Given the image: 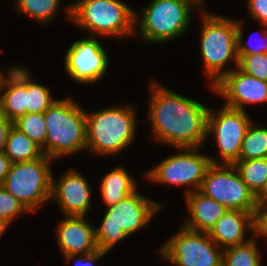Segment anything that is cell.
Returning <instances> with one entry per match:
<instances>
[{
    "label": "cell",
    "mask_w": 267,
    "mask_h": 266,
    "mask_svg": "<svg viewBox=\"0 0 267 266\" xmlns=\"http://www.w3.org/2000/svg\"><path fill=\"white\" fill-rule=\"evenodd\" d=\"M218 109L209 110L207 140L210 136L215 138L219 159L209 158L212 164L234 165L239 160L242 141L252 119L244 110L225 105Z\"/></svg>",
    "instance_id": "cell-10"
},
{
    "label": "cell",
    "mask_w": 267,
    "mask_h": 266,
    "mask_svg": "<svg viewBox=\"0 0 267 266\" xmlns=\"http://www.w3.org/2000/svg\"><path fill=\"white\" fill-rule=\"evenodd\" d=\"M134 177L123 166H116L105 174L100 183L101 200L105 207L115 205L138 189Z\"/></svg>",
    "instance_id": "cell-20"
},
{
    "label": "cell",
    "mask_w": 267,
    "mask_h": 266,
    "mask_svg": "<svg viewBox=\"0 0 267 266\" xmlns=\"http://www.w3.org/2000/svg\"><path fill=\"white\" fill-rule=\"evenodd\" d=\"M246 232L249 233L248 236ZM254 215L243 210L227 209L209 230L210 238L222 249L241 245L254 237Z\"/></svg>",
    "instance_id": "cell-17"
},
{
    "label": "cell",
    "mask_w": 267,
    "mask_h": 266,
    "mask_svg": "<svg viewBox=\"0 0 267 266\" xmlns=\"http://www.w3.org/2000/svg\"><path fill=\"white\" fill-rule=\"evenodd\" d=\"M12 126L13 122L0 113V152H4L7 135Z\"/></svg>",
    "instance_id": "cell-34"
},
{
    "label": "cell",
    "mask_w": 267,
    "mask_h": 266,
    "mask_svg": "<svg viewBox=\"0 0 267 266\" xmlns=\"http://www.w3.org/2000/svg\"><path fill=\"white\" fill-rule=\"evenodd\" d=\"M212 91L225 99V106L246 111L247 105L267 103V82L250 76L238 67L225 74Z\"/></svg>",
    "instance_id": "cell-14"
},
{
    "label": "cell",
    "mask_w": 267,
    "mask_h": 266,
    "mask_svg": "<svg viewBox=\"0 0 267 266\" xmlns=\"http://www.w3.org/2000/svg\"><path fill=\"white\" fill-rule=\"evenodd\" d=\"M4 154L12 163L32 161L44 155L42 148L14 125L8 132Z\"/></svg>",
    "instance_id": "cell-21"
},
{
    "label": "cell",
    "mask_w": 267,
    "mask_h": 266,
    "mask_svg": "<svg viewBox=\"0 0 267 266\" xmlns=\"http://www.w3.org/2000/svg\"><path fill=\"white\" fill-rule=\"evenodd\" d=\"M246 3L249 16L267 27V0H247Z\"/></svg>",
    "instance_id": "cell-31"
},
{
    "label": "cell",
    "mask_w": 267,
    "mask_h": 266,
    "mask_svg": "<svg viewBox=\"0 0 267 266\" xmlns=\"http://www.w3.org/2000/svg\"><path fill=\"white\" fill-rule=\"evenodd\" d=\"M189 217L183 226L195 232H209L217 220L227 210L213 198L205 196L199 190L191 192L185 196Z\"/></svg>",
    "instance_id": "cell-19"
},
{
    "label": "cell",
    "mask_w": 267,
    "mask_h": 266,
    "mask_svg": "<svg viewBox=\"0 0 267 266\" xmlns=\"http://www.w3.org/2000/svg\"><path fill=\"white\" fill-rule=\"evenodd\" d=\"M89 37L72 42L64 53L65 71L80 85L100 82L110 65L108 52L100 44L98 37Z\"/></svg>",
    "instance_id": "cell-13"
},
{
    "label": "cell",
    "mask_w": 267,
    "mask_h": 266,
    "mask_svg": "<svg viewBox=\"0 0 267 266\" xmlns=\"http://www.w3.org/2000/svg\"><path fill=\"white\" fill-rule=\"evenodd\" d=\"M194 8L200 12L205 7L197 0H151L140 15L135 11L134 33L143 42L161 45L183 37L191 26Z\"/></svg>",
    "instance_id": "cell-4"
},
{
    "label": "cell",
    "mask_w": 267,
    "mask_h": 266,
    "mask_svg": "<svg viewBox=\"0 0 267 266\" xmlns=\"http://www.w3.org/2000/svg\"><path fill=\"white\" fill-rule=\"evenodd\" d=\"M205 9L200 11L201 17H199L202 21L199 50L204 65V75L210 80L211 88L232 70L226 68L229 63L233 62L234 66L238 67L237 20L211 14Z\"/></svg>",
    "instance_id": "cell-5"
},
{
    "label": "cell",
    "mask_w": 267,
    "mask_h": 266,
    "mask_svg": "<svg viewBox=\"0 0 267 266\" xmlns=\"http://www.w3.org/2000/svg\"><path fill=\"white\" fill-rule=\"evenodd\" d=\"M106 252H103L101 250H97L94 253L89 254H77V255H70V256H64V260L67 263H70L71 261H75L74 266H97L95 263L99 261L100 258L103 256H106ZM74 259V260H73Z\"/></svg>",
    "instance_id": "cell-32"
},
{
    "label": "cell",
    "mask_w": 267,
    "mask_h": 266,
    "mask_svg": "<svg viewBox=\"0 0 267 266\" xmlns=\"http://www.w3.org/2000/svg\"><path fill=\"white\" fill-rule=\"evenodd\" d=\"M64 8L65 20L83 28L90 36L119 39L135 34V10L123 0H76Z\"/></svg>",
    "instance_id": "cell-6"
},
{
    "label": "cell",
    "mask_w": 267,
    "mask_h": 266,
    "mask_svg": "<svg viewBox=\"0 0 267 266\" xmlns=\"http://www.w3.org/2000/svg\"><path fill=\"white\" fill-rule=\"evenodd\" d=\"M34 80L26 68V113H44L57 99L52 98L50 88Z\"/></svg>",
    "instance_id": "cell-25"
},
{
    "label": "cell",
    "mask_w": 267,
    "mask_h": 266,
    "mask_svg": "<svg viewBox=\"0 0 267 266\" xmlns=\"http://www.w3.org/2000/svg\"><path fill=\"white\" fill-rule=\"evenodd\" d=\"M254 235L248 242L223 249L222 266H263L262 250Z\"/></svg>",
    "instance_id": "cell-22"
},
{
    "label": "cell",
    "mask_w": 267,
    "mask_h": 266,
    "mask_svg": "<svg viewBox=\"0 0 267 266\" xmlns=\"http://www.w3.org/2000/svg\"><path fill=\"white\" fill-rule=\"evenodd\" d=\"M3 74H4V71L2 72V70L0 69V81H1Z\"/></svg>",
    "instance_id": "cell-39"
},
{
    "label": "cell",
    "mask_w": 267,
    "mask_h": 266,
    "mask_svg": "<svg viewBox=\"0 0 267 266\" xmlns=\"http://www.w3.org/2000/svg\"><path fill=\"white\" fill-rule=\"evenodd\" d=\"M15 12L26 15L39 23H48L56 19L61 0H14Z\"/></svg>",
    "instance_id": "cell-23"
},
{
    "label": "cell",
    "mask_w": 267,
    "mask_h": 266,
    "mask_svg": "<svg viewBox=\"0 0 267 266\" xmlns=\"http://www.w3.org/2000/svg\"><path fill=\"white\" fill-rule=\"evenodd\" d=\"M10 224L7 221L0 219V238L3 237L4 233L7 231V228Z\"/></svg>",
    "instance_id": "cell-37"
},
{
    "label": "cell",
    "mask_w": 267,
    "mask_h": 266,
    "mask_svg": "<svg viewBox=\"0 0 267 266\" xmlns=\"http://www.w3.org/2000/svg\"><path fill=\"white\" fill-rule=\"evenodd\" d=\"M170 238L158 252L172 266H222L223 249L207 232H195L182 226Z\"/></svg>",
    "instance_id": "cell-11"
},
{
    "label": "cell",
    "mask_w": 267,
    "mask_h": 266,
    "mask_svg": "<svg viewBox=\"0 0 267 266\" xmlns=\"http://www.w3.org/2000/svg\"><path fill=\"white\" fill-rule=\"evenodd\" d=\"M56 226V242L62 257L89 254L98 250L95 227L86 216L63 215Z\"/></svg>",
    "instance_id": "cell-16"
},
{
    "label": "cell",
    "mask_w": 267,
    "mask_h": 266,
    "mask_svg": "<svg viewBox=\"0 0 267 266\" xmlns=\"http://www.w3.org/2000/svg\"><path fill=\"white\" fill-rule=\"evenodd\" d=\"M30 212L24 205L12 194L6 191L0 185V219L7 221L9 224L14 222L21 215H28Z\"/></svg>",
    "instance_id": "cell-30"
},
{
    "label": "cell",
    "mask_w": 267,
    "mask_h": 266,
    "mask_svg": "<svg viewBox=\"0 0 267 266\" xmlns=\"http://www.w3.org/2000/svg\"><path fill=\"white\" fill-rule=\"evenodd\" d=\"M56 180L52 175L50 199L57 201L63 215L86 216L92 208L90 181L75 168L65 170Z\"/></svg>",
    "instance_id": "cell-15"
},
{
    "label": "cell",
    "mask_w": 267,
    "mask_h": 266,
    "mask_svg": "<svg viewBox=\"0 0 267 266\" xmlns=\"http://www.w3.org/2000/svg\"><path fill=\"white\" fill-rule=\"evenodd\" d=\"M234 166L248 188L256 195L267 178V158L238 160Z\"/></svg>",
    "instance_id": "cell-26"
},
{
    "label": "cell",
    "mask_w": 267,
    "mask_h": 266,
    "mask_svg": "<svg viewBox=\"0 0 267 266\" xmlns=\"http://www.w3.org/2000/svg\"><path fill=\"white\" fill-rule=\"evenodd\" d=\"M267 158V127L252 121L242 141L239 160Z\"/></svg>",
    "instance_id": "cell-24"
},
{
    "label": "cell",
    "mask_w": 267,
    "mask_h": 266,
    "mask_svg": "<svg viewBox=\"0 0 267 266\" xmlns=\"http://www.w3.org/2000/svg\"><path fill=\"white\" fill-rule=\"evenodd\" d=\"M136 190L115 205L107 207L101 224L95 227L98 250L108 253L119 242L143 229L162 210V202Z\"/></svg>",
    "instance_id": "cell-3"
},
{
    "label": "cell",
    "mask_w": 267,
    "mask_h": 266,
    "mask_svg": "<svg viewBox=\"0 0 267 266\" xmlns=\"http://www.w3.org/2000/svg\"><path fill=\"white\" fill-rule=\"evenodd\" d=\"M200 4H202L204 7H206L205 5V1L204 0H197Z\"/></svg>",
    "instance_id": "cell-38"
},
{
    "label": "cell",
    "mask_w": 267,
    "mask_h": 266,
    "mask_svg": "<svg viewBox=\"0 0 267 266\" xmlns=\"http://www.w3.org/2000/svg\"><path fill=\"white\" fill-rule=\"evenodd\" d=\"M147 119L150 139L176 148L203 147L207 141L210 107L167 88L152 77Z\"/></svg>",
    "instance_id": "cell-1"
},
{
    "label": "cell",
    "mask_w": 267,
    "mask_h": 266,
    "mask_svg": "<svg viewBox=\"0 0 267 266\" xmlns=\"http://www.w3.org/2000/svg\"><path fill=\"white\" fill-rule=\"evenodd\" d=\"M178 150V151H177ZM201 147L176 148L166 159L149 169L144 177L149 182L187 187L185 195L199 190L208 168L212 165L210 155L202 153Z\"/></svg>",
    "instance_id": "cell-9"
},
{
    "label": "cell",
    "mask_w": 267,
    "mask_h": 266,
    "mask_svg": "<svg viewBox=\"0 0 267 266\" xmlns=\"http://www.w3.org/2000/svg\"><path fill=\"white\" fill-rule=\"evenodd\" d=\"M12 65L0 81V113L12 122L26 114V67Z\"/></svg>",
    "instance_id": "cell-18"
},
{
    "label": "cell",
    "mask_w": 267,
    "mask_h": 266,
    "mask_svg": "<svg viewBox=\"0 0 267 266\" xmlns=\"http://www.w3.org/2000/svg\"><path fill=\"white\" fill-rule=\"evenodd\" d=\"M137 108L130 103L86 111V149L99 156H116L131 147L138 133Z\"/></svg>",
    "instance_id": "cell-2"
},
{
    "label": "cell",
    "mask_w": 267,
    "mask_h": 266,
    "mask_svg": "<svg viewBox=\"0 0 267 266\" xmlns=\"http://www.w3.org/2000/svg\"><path fill=\"white\" fill-rule=\"evenodd\" d=\"M11 164V160L4 154V152H0V185L7 177V174L10 171Z\"/></svg>",
    "instance_id": "cell-35"
},
{
    "label": "cell",
    "mask_w": 267,
    "mask_h": 266,
    "mask_svg": "<svg viewBox=\"0 0 267 266\" xmlns=\"http://www.w3.org/2000/svg\"><path fill=\"white\" fill-rule=\"evenodd\" d=\"M237 56L241 71L267 82V53Z\"/></svg>",
    "instance_id": "cell-28"
},
{
    "label": "cell",
    "mask_w": 267,
    "mask_h": 266,
    "mask_svg": "<svg viewBox=\"0 0 267 266\" xmlns=\"http://www.w3.org/2000/svg\"><path fill=\"white\" fill-rule=\"evenodd\" d=\"M46 155L32 161L11 164L2 187L16 197L30 213L51 202L52 162Z\"/></svg>",
    "instance_id": "cell-8"
},
{
    "label": "cell",
    "mask_w": 267,
    "mask_h": 266,
    "mask_svg": "<svg viewBox=\"0 0 267 266\" xmlns=\"http://www.w3.org/2000/svg\"><path fill=\"white\" fill-rule=\"evenodd\" d=\"M45 155L53 160L86 150V110L74 98L57 99L44 112Z\"/></svg>",
    "instance_id": "cell-7"
},
{
    "label": "cell",
    "mask_w": 267,
    "mask_h": 266,
    "mask_svg": "<svg viewBox=\"0 0 267 266\" xmlns=\"http://www.w3.org/2000/svg\"><path fill=\"white\" fill-rule=\"evenodd\" d=\"M13 125L39 145L45 155L47 130L44 113H26L14 121Z\"/></svg>",
    "instance_id": "cell-27"
},
{
    "label": "cell",
    "mask_w": 267,
    "mask_h": 266,
    "mask_svg": "<svg viewBox=\"0 0 267 266\" xmlns=\"http://www.w3.org/2000/svg\"><path fill=\"white\" fill-rule=\"evenodd\" d=\"M199 191L227 209L243 210L255 216L258 207L255 194L242 180L234 165L212 164Z\"/></svg>",
    "instance_id": "cell-12"
},
{
    "label": "cell",
    "mask_w": 267,
    "mask_h": 266,
    "mask_svg": "<svg viewBox=\"0 0 267 266\" xmlns=\"http://www.w3.org/2000/svg\"><path fill=\"white\" fill-rule=\"evenodd\" d=\"M254 225V235L258 239L260 237V240L261 237L267 240V203L258 205L254 216Z\"/></svg>",
    "instance_id": "cell-33"
},
{
    "label": "cell",
    "mask_w": 267,
    "mask_h": 266,
    "mask_svg": "<svg viewBox=\"0 0 267 266\" xmlns=\"http://www.w3.org/2000/svg\"><path fill=\"white\" fill-rule=\"evenodd\" d=\"M258 205L267 203V178L262 189L255 195Z\"/></svg>",
    "instance_id": "cell-36"
},
{
    "label": "cell",
    "mask_w": 267,
    "mask_h": 266,
    "mask_svg": "<svg viewBox=\"0 0 267 266\" xmlns=\"http://www.w3.org/2000/svg\"><path fill=\"white\" fill-rule=\"evenodd\" d=\"M243 21L240 19H237V55H250V54H261V53H267V27L262 25L263 29L259 30L257 32V35L259 34L258 41H255L256 43L252 44V41H248L250 44H246L243 41ZM252 37V36H251ZM252 42V43H250ZM256 44V45H255Z\"/></svg>",
    "instance_id": "cell-29"
}]
</instances>
